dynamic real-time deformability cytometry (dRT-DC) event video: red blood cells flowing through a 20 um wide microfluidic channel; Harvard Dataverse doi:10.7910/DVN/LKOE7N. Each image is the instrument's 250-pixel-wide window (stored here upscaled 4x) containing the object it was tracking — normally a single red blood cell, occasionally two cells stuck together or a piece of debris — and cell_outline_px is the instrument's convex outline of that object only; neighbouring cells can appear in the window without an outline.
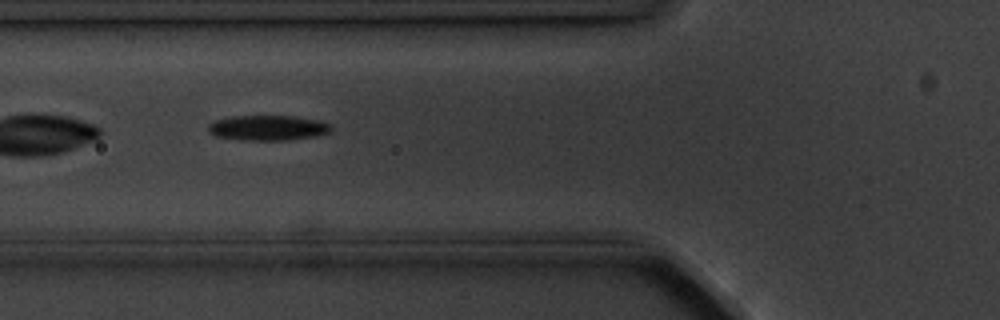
{"species": "common noctule bat (a hibernating species)", "species_latin": "Nyctalus noctula", "temperature_condition": "cold", "stored_images_in_passage": 7, "camera_frame_rate_fps": 3000, "um_per_image_px": 0.085, "animal": {"sex": "male", "body_mass_g": 20.1, "forearm_length_mm": 53.5}, "frame": {"image": 1, "passage_image": 6, "time_ms": 5.667, "image_size_px": [1000, 320], "cell_outline_px": [[332, 128], [328, 132], [316, 136], [288, 140], [240, 140], [216, 136], [208, 132], [208, 124], [216, 120], [232, 116], [296, 116], [320, 120], [332, 124]], "centroid_in_image_um": [22.78, 10.86], "position_along_channel_um": 103.0, "area_um2": 18.15}}